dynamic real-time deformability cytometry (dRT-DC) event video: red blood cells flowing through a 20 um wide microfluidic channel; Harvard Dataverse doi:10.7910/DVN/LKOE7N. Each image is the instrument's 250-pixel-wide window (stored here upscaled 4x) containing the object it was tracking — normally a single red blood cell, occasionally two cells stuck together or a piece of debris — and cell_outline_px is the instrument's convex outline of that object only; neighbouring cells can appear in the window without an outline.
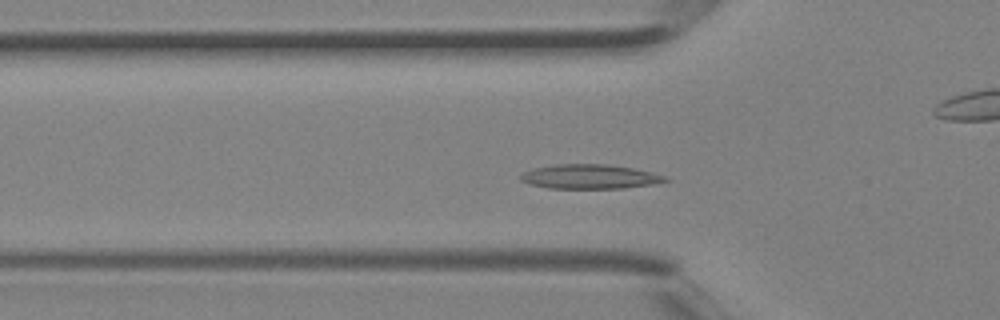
{"species": "Egyptian fruit bat (a non-hibernating species)", "species_latin": "Rousettus aegyptiacus", "temperature_condition": "room temperature", "stored_images_in_passage": 37, "camera_frame_rate_fps": 3000, "um_per_image_px": 0.085, "animal": {"sex": "female"}, "frame": {"image": 1, "passage_image": 9, "time_ms": 2.667, "image_size_px": [1000, 320], "cell_outline_px": [[672, 180], [652, 184], [624, 188], [548, 188], [528, 184], [520, 180], [520, 176], [524, 172], [532, 168], [552, 164], [608, 164], [632, 168], [652, 172], [668, 176]], "centroid_in_image_um": [50.14, 15.01], "position_along_channel_um": 75.7, "area_um2": 20.75}}
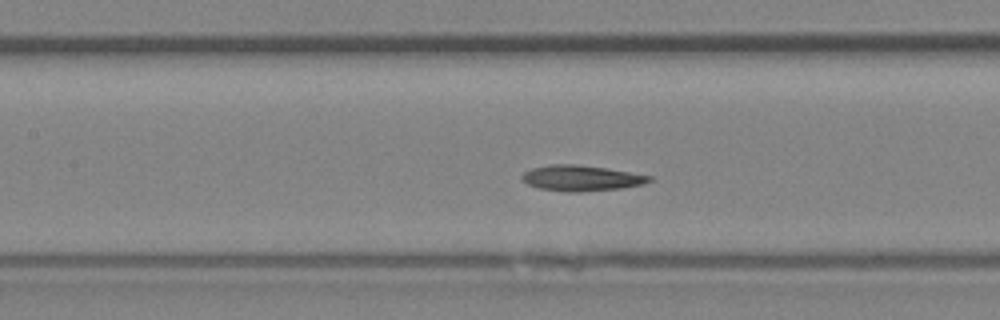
{"frame": {"image": 2, "passage_image": 14, "time_ms": 4.333, "image_size_px": [1000, 320], "cell_outline_px": [[652, 180], [644, 184], [620, 188], [580, 192], [564, 192], [540, 188], [528, 184], [520, 176], [524, 172], [532, 168], [552, 164], [572, 164], [604, 168], [652, 176]], "centroid_in_image_um": [49.39, 15.15], "position_along_channel_um": 158.0, "area_um2": 18.79}}
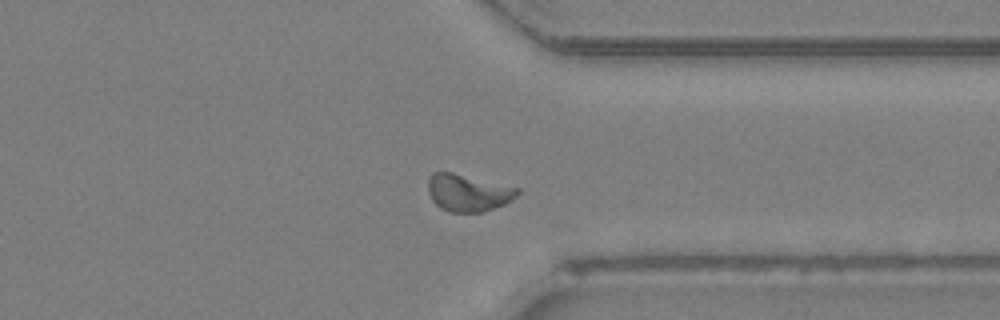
{"frame": {"image": 3, "passage_image": 27, "time_ms": 8.667, "image_size_px": [1000, 320], "cell_outline_px": [[520, 192], [516, 196], [504, 204], [484, 212], [448, 212], [440, 208], [432, 200], [428, 192], [428, 180], [432, 172], [452, 172], [520, 188]], "centroid_in_image_um": [39.77, 16.38], "position_along_channel_um": 371.6, "area_um2": 19.36}}